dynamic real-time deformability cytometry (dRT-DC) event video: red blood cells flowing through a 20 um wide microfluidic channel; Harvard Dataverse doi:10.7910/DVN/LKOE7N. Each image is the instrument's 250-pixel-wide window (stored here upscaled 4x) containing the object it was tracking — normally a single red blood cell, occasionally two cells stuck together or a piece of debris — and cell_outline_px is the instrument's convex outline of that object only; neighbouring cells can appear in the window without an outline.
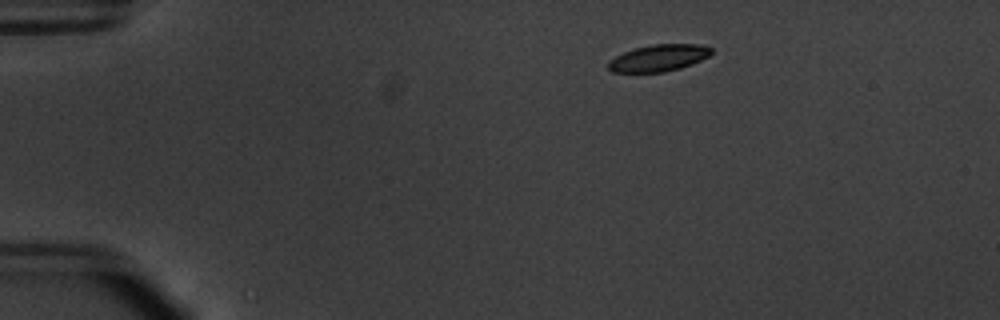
{"species": "common noctule bat (a hibernating species)", "species_latin": "Nyctalus noctula", "temperature_condition": "warm", "stored_images_in_passage": 45, "camera_frame_rate_fps": 3000, "um_per_image_px": 0.085, "animal": {"sex": "male", "body_mass_g": 20.1, "forearm_length_mm": 53.5}, "frame": {"image": 1, "passage_image": 1, "time_ms": 0.0, "image_size_px": [1000, 320], "cell_outline_px": [[712, 52], [708, 56], [700, 60], [680, 68], [664, 72], [612, 72], [608, 68], [608, 60], [624, 52], [636, 48], [652, 44], [700, 44], [712, 48]], "centroid_in_image_um": [55.97, 4.92], "position_along_channel_um": 29.0, "area_um2": 15.95}}
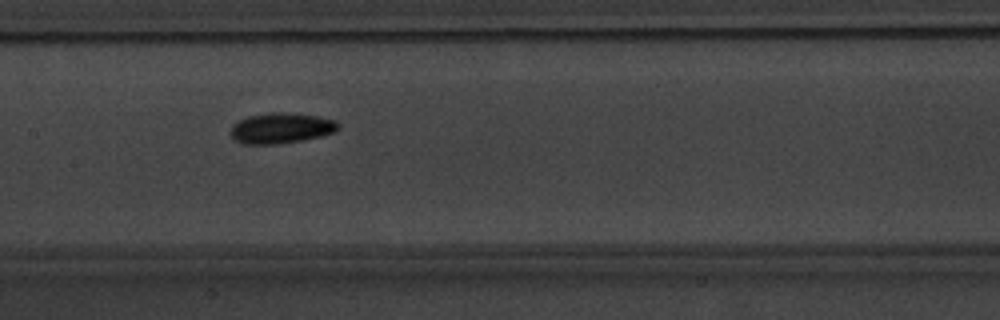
{"frame": {"image": 2, "passage_image": 19, "time_ms": 6.0, "image_size_px": [1000, 320], "cell_outline_px": [[340, 124], [336, 132], [320, 136], [300, 140], [272, 144], [240, 144], [232, 140], [228, 132], [232, 124], [248, 116], [272, 112], [288, 112], [316, 116], [336, 120]], "centroid_in_image_um": [23.83, 10.89], "position_along_channel_um": 183.6, "area_um2": 19.36}}
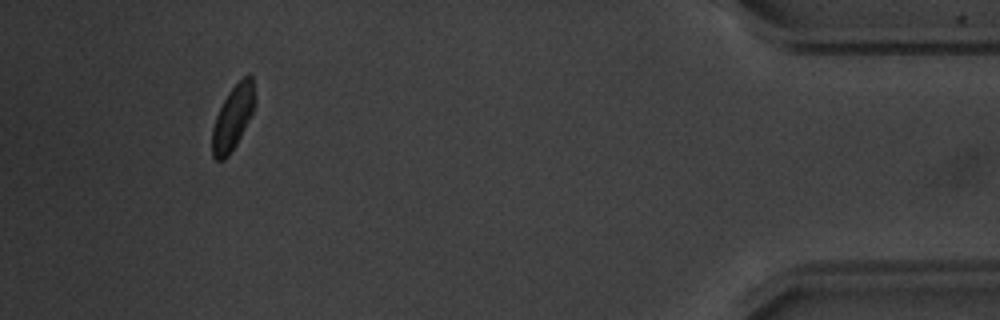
{"frame": {"image": 3, "passage_image": 42, "time_ms": 13.667, "image_size_px": [1000, 320], "cell_outline_px": [[256, 104], [236, 144], [228, 156], [224, 160], [216, 160], [212, 156], [212, 128], [216, 116], [224, 100], [232, 88], [248, 72], [252, 76], [256, 100]], "centroid_in_image_um": [19.8, 9.99], "position_along_channel_um": 415.4, "area_um2": 15.84}, "authors_computed_cell_mechanics": {"area_um2": 17.051, "velocity_mm_per_s": 3.7713, "shape_relaxation_time_tau1_ms": 1.9465, "shape_relaxation_time_tau2_ms": null, "deformation_change_tau1": 0.1056, "deformation_change_tau2": null}}